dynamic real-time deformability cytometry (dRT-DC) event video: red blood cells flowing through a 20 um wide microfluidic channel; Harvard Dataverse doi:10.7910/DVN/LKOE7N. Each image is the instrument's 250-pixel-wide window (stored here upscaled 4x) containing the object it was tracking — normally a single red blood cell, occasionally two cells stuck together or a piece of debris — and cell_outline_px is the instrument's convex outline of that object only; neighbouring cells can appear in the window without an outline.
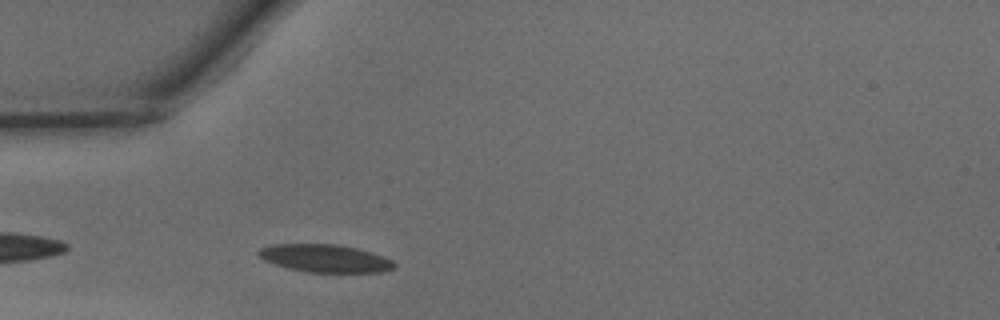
{"species": "common noctule bat (a hibernating species)", "species_latin": "Nyctalus noctula", "temperature_condition": "warm", "stored_images_in_passage": 5, "camera_frame_rate_fps": 3000, "um_per_image_px": 0.085, "animal": {"sex": "male", "body_mass_g": 15.6}, "frame": {"image": 1, "passage_image": 2, "time_ms": 0.333, "image_size_px": [1000, 320], "cell_outline_px": [[396, 268], [384, 272], [308, 272], [288, 268], [264, 260], [256, 252], [260, 248], [272, 244], [336, 244], [356, 248], [372, 252], [384, 256], [392, 260], [396, 264]], "centroid_in_image_um": [27.67, 21.96], "position_along_channel_um": 57.3, "area_um2": 22.02}}